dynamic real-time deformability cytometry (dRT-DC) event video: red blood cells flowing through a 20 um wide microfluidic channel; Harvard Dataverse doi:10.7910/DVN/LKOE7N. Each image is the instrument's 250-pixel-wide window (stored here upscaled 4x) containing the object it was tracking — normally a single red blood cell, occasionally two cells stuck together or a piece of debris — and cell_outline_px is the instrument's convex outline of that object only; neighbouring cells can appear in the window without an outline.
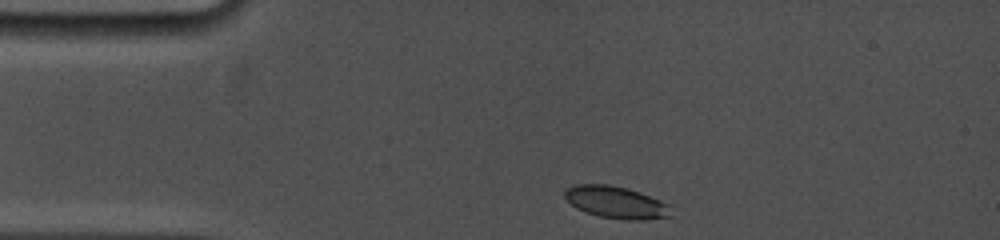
{"species": "common noctule bat (a hibernating species)", "species_latin": "Nyctalus noctula", "temperature_condition": "cold", "stored_images_in_passage": 50, "camera_frame_rate_fps": 5000, "um_per_image_px": 0.085, "animal": {"sex": "female", "body_mass_g": 19.0, "forearm_length_mm": 53.3}, "frame": {"image": 1, "passage_image": 1, "time_ms": 0.0, "image_size_px": [1000, 240], "cell_outline_px": [[672, 216], [648, 220], [624, 220], [600, 216], [584, 212], [576, 208], [564, 196], [564, 192], [568, 188], [576, 184], [608, 184], [628, 188], [640, 192], [660, 200], [668, 204]], "centroid_in_image_um": [52.38, 17.2], "position_along_channel_um": 32.6, "area_um2": 19.94}}
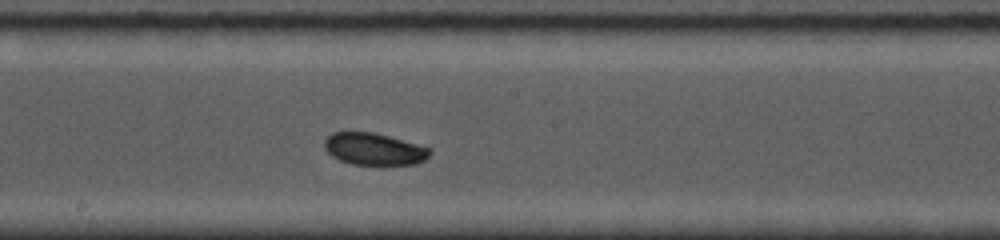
{"frame": {"image": 2, "passage_image": 29, "time_ms": 6.0, "image_size_px": [1000, 240], "cell_outline_px": [[432, 152], [424, 160], [416, 164], [352, 164], [340, 160], [332, 156], [324, 148], [324, 140], [332, 132], [372, 132], [388, 136], [432, 148]], "centroid_in_image_um": [31.79, 12.66], "position_along_channel_um": 216.4, "area_um2": 19.54}}
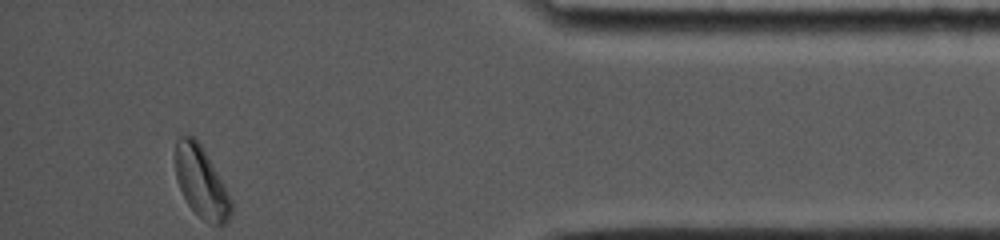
{"frame": {"image": 3, "passage_image": 50, "time_ms": 12.2, "image_size_px": [1000, 240], "cell_outline_px": [[232, 212], [228, 220], [224, 224], [208, 224], [188, 204], [176, 180], [176, 140], [180, 136], [192, 136], [200, 144], [224, 184], [232, 200]], "centroid_in_image_um": [17.12, 15.51], "position_along_channel_um": 418.1, "area_um2": 22.72}, "authors_computed_cell_mechanics": {"area_um2": 20.0566, "velocity_mm_per_s": 3.7197, "shape_relaxation_time_tau1_ms": 2.4224, "shape_relaxation_time_tau2_ms": 6.3545, "deformation_change_tau1": 0.067, "deformation_change_tau2": 0.0827}}